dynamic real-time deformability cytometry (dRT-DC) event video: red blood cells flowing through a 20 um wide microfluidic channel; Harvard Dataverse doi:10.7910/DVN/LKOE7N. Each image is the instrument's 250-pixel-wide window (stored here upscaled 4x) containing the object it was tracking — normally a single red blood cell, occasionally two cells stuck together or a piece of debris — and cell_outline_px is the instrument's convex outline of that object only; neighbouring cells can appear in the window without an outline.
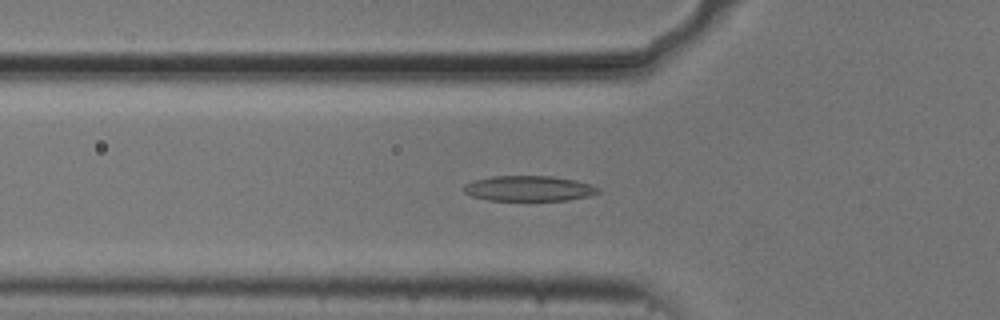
{"species": "common noctule bat (a hibernating species)", "species_latin": "Nyctalus noctula", "temperature_condition": "cold", "stored_images_in_passage": 53, "camera_frame_rate_fps": 3000, "um_per_image_px": 0.085, "animal": {"sex": "male", "body_mass_g": 20.5, "forearm_length_mm": 52.5}, "frame": {"image": 1, "passage_image": 17, "time_ms": 5.333, "image_size_px": [1000, 320], "cell_outline_px": [[600, 192], [588, 196], [568, 200], [488, 200], [472, 196], [464, 192], [460, 188], [464, 184], [472, 180], [492, 176], [552, 176], [576, 180], [592, 184], [600, 188]], "centroid_in_image_um": [44.93, 16.01], "position_along_channel_um": 80.9, "area_um2": 20.06}}
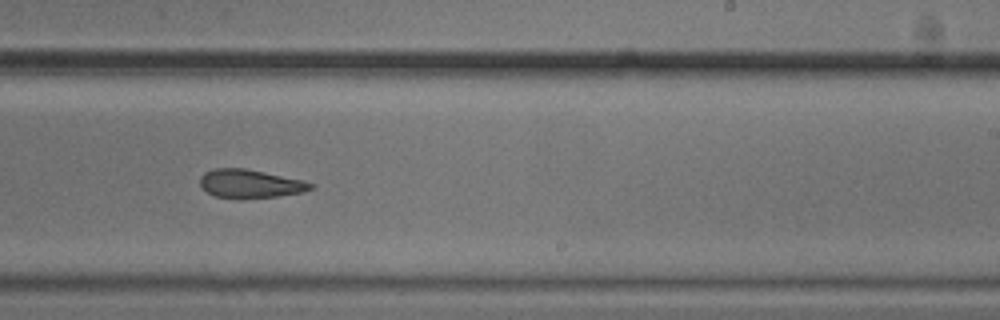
{"frame": {"image": 2, "passage_image": 32, "time_ms": 10.333, "image_size_px": [1000, 320], "cell_outline_px": [[316, 188], [304, 192], [276, 196], [240, 200], [236, 200], [216, 196], [208, 192], [200, 184], [200, 176], [204, 172], [216, 168], [244, 168], [304, 180], [316, 184]], "centroid_in_image_um": [21.3, 15.63], "position_along_channel_um": 267.7, "area_um2": 18.73}}
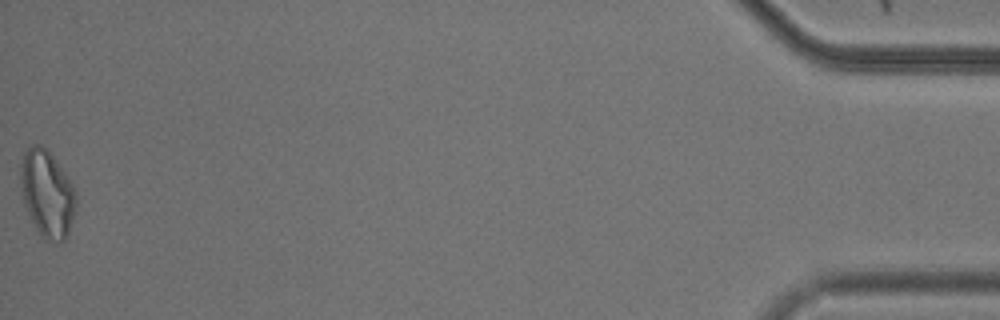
{"frame": {"image": 3, "passage_image": 53, "time_ms": 17.333, "image_size_px": [1000, 320], "cell_outline_px": [[76, 212], [68, 232], [64, 240], [56, 244], [44, 240], [36, 228], [24, 204], [20, 184], [20, 164], [24, 152], [32, 144], [40, 144], [56, 160], [72, 184], [76, 192]], "centroid_in_image_um": [4.01, 16.49], "position_along_channel_um": 431.2, "area_um2": 28.15}, "authors_computed_cell_mechanics": {"area_um2": 19.8254, "velocity_mm_per_s": 3.7234, "shape_relaxation_time_tau1_ms": 3.5324, "shape_relaxation_time_tau2_ms": 5.9569, "deformation_change_tau1": 0.1206, "deformation_change_tau2": 0.1621}}